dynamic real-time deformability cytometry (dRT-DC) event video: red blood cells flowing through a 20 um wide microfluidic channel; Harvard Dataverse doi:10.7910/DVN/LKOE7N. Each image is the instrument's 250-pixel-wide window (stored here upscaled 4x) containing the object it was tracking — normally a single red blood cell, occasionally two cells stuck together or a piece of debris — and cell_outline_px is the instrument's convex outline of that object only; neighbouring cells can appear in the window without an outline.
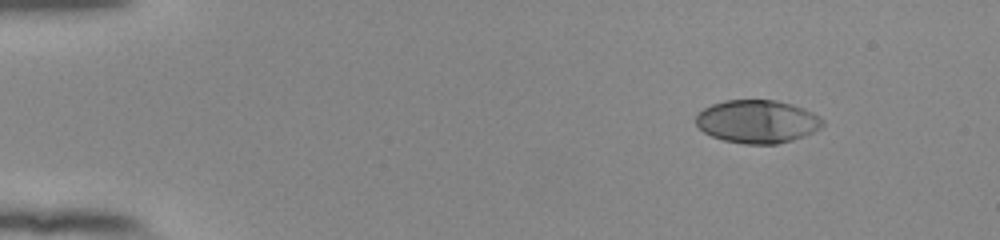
{"species": "human", "species_latin": "Homo sapiens", "temperature_condition": "room temperature", "stored_images_in_passage": 35, "camera_frame_rate_fps": 3000, "um_per_image_px": 0.085, "donor": {"sex": "female"}, "frame": {"image": 1, "passage_image": 1, "time_ms": 0.0, "image_size_px": [1000, 240], "cell_outline_px": [[824, 124], [820, 128], [804, 136], [792, 140], [776, 144], [744, 144], [724, 140], [712, 136], [704, 132], [696, 124], [696, 116], [704, 108], [712, 104], [724, 100], [776, 100], [792, 104], [804, 108], [820, 116], [824, 120]], "centroid_in_image_um": [64.39, 10.32], "position_along_channel_um": 20.6, "area_um2": 31.85}}
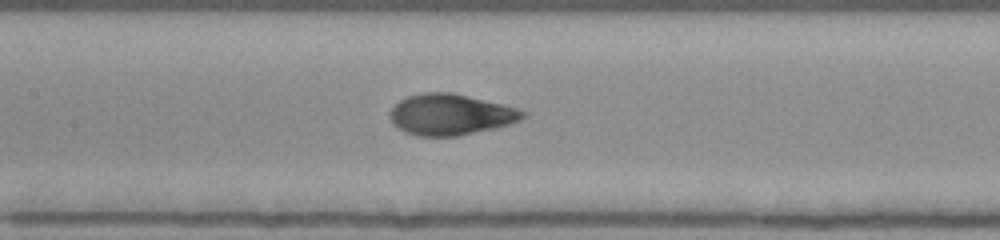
{"frame": {"image": 2, "passage_image": 21, "time_ms": 6.667, "image_size_px": [1000, 240], "cell_outline_px": [[528, 112], [520, 120], [496, 128], [456, 136], [416, 136], [404, 132], [392, 124], [388, 116], [388, 112], [400, 100], [408, 96], [424, 92], [452, 92], [516, 108]], "centroid_in_image_um": [38.24, 9.74], "position_along_channel_um": 169.2, "area_um2": 31.73}}
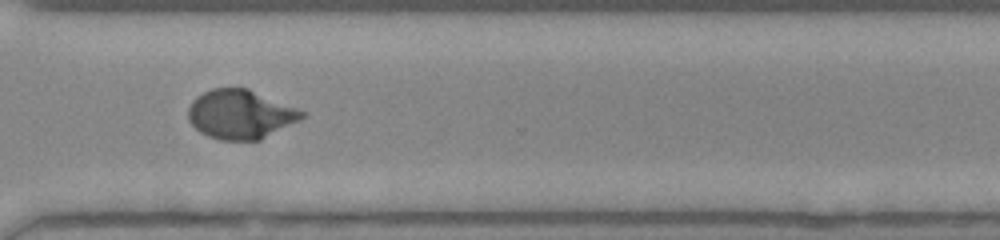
{"frame": {"image": 3, "passage_image": 35, "time_ms": 11.333, "image_size_px": [1000, 240], "cell_outline_px": [[304, 116], [300, 120], [260, 140], [220, 140], [208, 136], [200, 132], [188, 120], [188, 108], [192, 100], [196, 96], [212, 88], [248, 88], [296, 108], [304, 112]], "centroid_in_image_um": [20.4, 9.72], "position_along_channel_um": 350.2, "area_um2": 32.37}}